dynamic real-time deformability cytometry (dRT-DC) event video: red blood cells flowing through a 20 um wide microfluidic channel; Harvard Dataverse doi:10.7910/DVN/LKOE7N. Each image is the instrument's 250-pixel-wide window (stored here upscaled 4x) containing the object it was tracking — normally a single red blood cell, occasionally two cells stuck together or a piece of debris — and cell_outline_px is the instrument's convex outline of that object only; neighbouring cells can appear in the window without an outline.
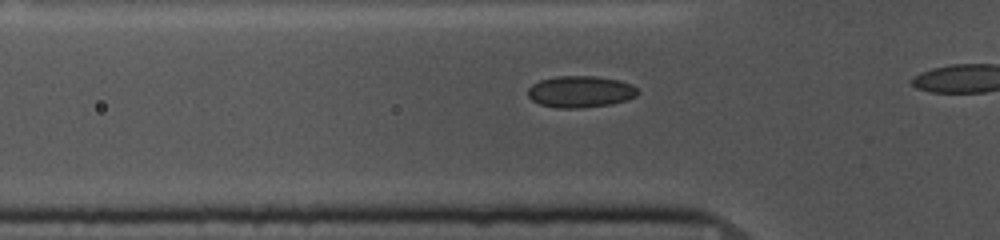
{"species": "common noctule bat (a hibernating species)", "species_latin": "Nyctalus noctula", "temperature_condition": "cold", "stored_images_in_passage": 17, "camera_frame_rate_fps": 3000, "um_per_image_px": 0.085, "animal": {"sex": "female", "body_mass_g": 10.0, "forearm_length_mm": 53.1}, "frame": {"image": 1, "passage_image": 12, "time_ms": 3.667, "image_size_px": [1000, 240], "cell_outline_px": [[640, 92], [636, 96], [612, 104], [584, 108], [556, 108], [540, 104], [532, 100], [528, 96], [528, 88], [532, 84], [540, 80], [556, 76], [596, 76], [620, 80], [632, 84]], "centroid_in_image_um": [49.33, 7.79], "position_along_channel_um": 76.5, "area_um2": 20.4}}
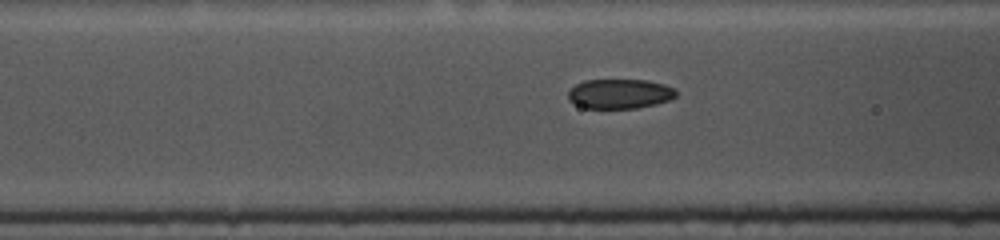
{"frame": {"image": 2, "passage_image": 15, "time_ms": 4.667, "image_size_px": [1000, 240], "cell_outline_px": [[676, 96], [668, 100], [656, 104], [636, 108], [584, 108], [568, 100], [568, 92], [576, 84], [584, 80], [648, 80], [664, 84], [676, 88]], "centroid_in_image_um": [52.68, 7.97], "position_along_channel_um": 113.9, "area_um2": 18.67}}